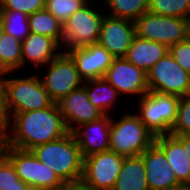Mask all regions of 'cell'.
Masks as SVG:
<instances>
[{
  "mask_svg": "<svg viewBox=\"0 0 190 190\" xmlns=\"http://www.w3.org/2000/svg\"><path fill=\"white\" fill-rule=\"evenodd\" d=\"M112 190H149L141 156L124 157L120 173Z\"/></svg>",
  "mask_w": 190,
  "mask_h": 190,
  "instance_id": "44dd1931",
  "label": "cell"
},
{
  "mask_svg": "<svg viewBox=\"0 0 190 190\" xmlns=\"http://www.w3.org/2000/svg\"><path fill=\"white\" fill-rule=\"evenodd\" d=\"M90 102L104 115H110V110L114 108V102L119 96V92L112 87L104 78L89 79L84 81Z\"/></svg>",
  "mask_w": 190,
  "mask_h": 190,
  "instance_id": "7402d4cb",
  "label": "cell"
},
{
  "mask_svg": "<svg viewBox=\"0 0 190 190\" xmlns=\"http://www.w3.org/2000/svg\"><path fill=\"white\" fill-rule=\"evenodd\" d=\"M4 155L14 165L18 177L29 186L55 190L64 184L60 177L40 162L31 151L6 146Z\"/></svg>",
  "mask_w": 190,
  "mask_h": 190,
  "instance_id": "8fae6325",
  "label": "cell"
},
{
  "mask_svg": "<svg viewBox=\"0 0 190 190\" xmlns=\"http://www.w3.org/2000/svg\"><path fill=\"white\" fill-rule=\"evenodd\" d=\"M91 0H45V9L62 24Z\"/></svg>",
  "mask_w": 190,
  "mask_h": 190,
  "instance_id": "83f0119b",
  "label": "cell"
},
{
  "mask_svg": "<svg viewBox=\"0 0 190 190\" xmlns=\"http://www.w3.org/2000/svg\"><path fill=\"white\" fill-rule=\"evenodd\" d=\"M190 133V93L180 97L176 122L171 128L170 135Z\"/></svg>",
  "mask_w": 190,
  "mask_h": 190,
  "instance_id": "f1b7e54d",
  "label": "cell"
},
{
  "mask_svg": "<svg viewBox=\"0 0 190 190\" xmlns=\"http://www.w3.org/2000/svg\"><path fill=\"white\" fill-rule=\"evenodd\" d=\"M45 8V0H0V10L20 11L28 16Z\"/></svg>",
  "mask_w": 190,
  "mask_h": 190,
  "instance_id": "f546056e",
  "label": "cell"
},
{
  "mask_svg": "<svg viewBox=\"0 0 190 190\" xmlns=\"http://www.w3.org/2000/svg\"><path fill=\"white\" fill-rule=\"evenodd\" d=\"M10 72H0V122L6 127L10 120V114L6 105V75ZM4 76V78H3ZM3 78V79H2Z\"/></svg>",
  "mask_w": 190,
  "mask_h": 190,
  "instance_id": "d6a6232c",
  "label": "cell"
},
{
  "mask_svg": "<svg viewBox=\"0 0 190 190\" xmlns=\"http://www.w3.org/2000/svg\"><path fill=\"white\" fill-rule=\"evenodd\" d=\"M109 116L103 115L98 120L81 124L72 131L82 158L109 150L111 125Z\"/></svg>",
  "mask_w": 190,
  "mask_h": 190,
  "instance_id": "2e32d148",
  "label": "cell"
},
{
  "mask_svg": "<svg viewBox=\"0 0 190 190\" xmlns=\"http://www.w3.org/2000/svg\"><path fill=\"white\" fill-rule=\"evenodd\" d=\"M6 129L7 146L27 151L68 133L57 103L39 110L11 114Z\"/></svg>",
  "mask_w": 190,
  "mask_h": 190,
  "instance_id": "6da1fadb",
  "label": "cell"
},
{
  "mask_svg": "<svg viewBox=\"0 0 190 190\" xmlns=\"http://www.w3.org/2000/svg\"><path fill=\"white\" fill-rule=\"evenodd\" d=\"M73 59L80 77L86 81L104 77L113 56L98 43L66 51Z\"/></svg>",
  "mask_w": 190,
  "mask_h": 190,
  "instance_id": "9a60e30c",
  "label": "cell"
},
{
  "mask_svg": "<svg viewBox=\"0 0 190 190\" xmlns=\"http://www.w3.org/2000/svg\"><path fill=\"white\" fill-rule=\"evenodd\" d=\"M57 105L68 132H72L81 124L98 120L104 115L90 102L84 84L58 101Z\"/></svg>",
  "mask_w": 190,
  "mask_h": 190,
  "instance_id": "4fadbf2b",
  "label": "cell"
},
{
  "mask_svg": "<svg viewBox=\"0 0 190 190\" xmlns=\"http://www.w3.org/2000/svg\"><path fill=\"white\" fill-rule=\"evenodd\" d=\"M19 180L12 162L5 155L0 156V190L10 185H18Z\"/></svg>",
  "mask_w": 190,
  "mask_h": 190,
  "instance_id": "1f68e13d",
  "label": "cell"
},
{
  "mask_svg": "<svg viewBox=\"0 0 190 190\" xmlns=\"http://www.w3.org/2000/svg\"><path fill=\"white\" fill-rule=\"evenodd\" d=\"M47 66L48 72L40 80L55 103L84 84L73 59L65 51H61Z\"/></svg>",
  "mask_w": 190,
  "mask_h": 190,
  "instance_id": "9c48e42d",
  "label": "cell"
},
{
  "mask_svg": "<svg viewBox=\"0 0 190 190\" xmlns=\"http://www.w3.org/2000/svg\"><path fill=\"white\" fill-rule=\"evenodd\" d=\"M149 190H168L180 185L164 152L153 143L141 155Z\"/></svg>",
  "mask_w": 190,
  "mask_h": 190,
  "instance_id": "e0dca14e",
  "label": "cell"
},
{
  "mask_svg": "<svg viewBox=\"0 0 190 190\" xmlns=\"http://www.w3.org/2000/svg\"><path fill=\"white\" fill-rule=\"evenodd\" d=\"M29 16L20 11L0 10V20L5 33L23 41L30 34Z\"/></svg>",
  "mask_w": 190,
  "mask_h": 190,
  "instance_id": "484cf974",
  "label": "cell"
},
{
  "mask_svg": "<svg viewBox=\"0 0 190 190\" xmlns=\"http://www.w3.org/2000/svg\"><path fill=\"white\" fill-rule=\"evenodd\" d=\"M137 114L154 136L170 134L176 122L180 97L149 91L139 97Z\"/></svg>",
  "mask_w": 190,
  "mask_h": 190,
  "instance_id": "8992f818",
  "label": "cell"
},
{
  "mask_svg": "<svg viewBox=\"0 0 190 190\" xmlns=\"http://www.w3.org/2000/svg\"><path fill=\"white\" fill-rule=\"evenodd\" d=\"M148 12L190 20V0H149Z\"/></svg>",
  "mask_w": 190,
  "mask_h": 190,
  "instance_id": "4316f807",
  "label": "cell"
},
{
  "mask_svg": "<svg viewBox=\"0 0 190 190\" xmlns=\"http://www.w3.org/2000/svg\"><path fill=\"white\" fill-rule=\"evenodd\" d=\"M154 143L164 152L166 160L180 184H190L189 157L182 143L173 135L155 136Z\"/></svg>",
  "mask_w": 190,
  "mask_h": 190,
  "instance_id": "d6986e66",
  "label": "cell"
},
{
  "mask_svg": "<svg viewBox=\"0 0 190 190\" xmlns=\"http://www.w3.org/2000/svg\"><path fill=\"white\" fill-rule=\"evenodd\" d=\"M135 35L133 21L104 15L97 43L114 58L125 57Z\"/></svg>",
  "mask_w": 190,
  "mask_h": 190,
  "instance_id": "5bb4252c",
  "label": "cell"
},
{
  "mask_svg": "<svg viewBox=\"0 0 190 190\" xmlns=\"http://www.w3.org/2000/svg\"><path fill=\"white\" fill-rule=\"evenodd\" d=\"M54 104L37 74L24 78H6V105L10 115L39 110Z\"/></svg>",
  "mask_w": 190,
  "mask_h": 190,
  "instance_id": "277c9868",
  "label": "cell"
},
{
  "mask_svg": "<svg viewBox=\"0 0 190 190\" xmlns=\"http://www.w3.org/2000/svg\"><path fill=\"white\" fill-rule=\"evenodd\" d=\"M29 185L23 182L21 179L18 181V185H10L4 188V190H27Z\"/></svg>",
  "mask_w": 190,
  "mask_h": 190,
  "instance_id": "8d00e7d4",
  "label": "cell"
},
{
  "mask_svg": "<svg viewBox=\"0 0 190 190\" xmlns=\"http://www.w3.org/2000/svg\"><path fill=\"white\" fill-rule=\"evenodd\" d=\"M168 53V46L155 41L141 39L135 35L125 58L147 73L154 64Z\"/></svg>",
  "mask_w": 190,
  "mask_h": 190,
  "instance_id": "ffe728a7",
  "label": "cell"
},
{
  "mask_svg": "<svg viewBox=\"0 0 190 190\" xmlns=\"http://www.w3.org/2000/svg\"><path fill=\"white\" fill-rule=\"evenodd\" d=\"M30 33L42 34L54 39L62 49L63 24L45 8L29 15Z\"/></svg>",
  "mask_w": 190,
  "mask_h": 190,
  "instance_id": "603a6c76",
  "label": "cell"
},
{
  "mask_svg": "<svg viewBox=\"0 0 190 190\" xmlns=\"http://www.w3.org/2000/svg\"><path fill=\"white\" fill-rule=\"evenodd\" d=\"M168 190H190V184H180Z\"/></svg>",
  "mask_w": 190,
  "mask_h": 190,
  "instance_id": "74e56055",
  "label": "cell"
},
{
  "mask_svg": "<svg viewBox=\"0 0 190 190\" xmlns=\"http://www.w3.org/2000/svg\"><path fill=\"white\" fill-rule=\"evenodd\" d=\"M169 54L190 74V37L169 47Z\"/></svg>",
  "mask_w": 190,
  "mask_h": 190,
  "instance_id": "4dcf8cb0",
  "label": "cell"
},
{
  "mask_svg": "<svg viewBox=\"0 0 190 190\" xmlns=\"http://www.w3.org/2000/svg\"><path fill=\"white\" fill-rule=\"evenodd\" d=\"M135 33L168 47L190 37V20L145 12L135 22Z\"/></svg>",
  "mask_w": 190,
  "mask_h": 190,
  "instance_id": "5b68a950",
  "label": "cell"
},
{
  "mask_svg": "<svg viewBox=\"0 0 190 190\" xmlns=\"http://www.w3.org/2000/svg\"><path fill=\"white\" fill-rule=\"evenodd\" d=\"M112 11L109 16L135 22L148 12L149 0H103Z\"/></svg>",
  "mask_w": 190,
  "mask_h": 190,
  "instance_id": "d4e9b609",
  "label": "cell"
},
{
  "mask_svg": "<svg viewBox=\"0 0 190 190\" xmlns=\"http://www.w3.org/2000/svg\"><path fill=\"white\" fill-rule=\"evenodd\" d=\"M124 156L113 151L91 154L83 158L81 182L89 190H112Z\"/></svg>",
  "mask_w": 190,
  "mask_h": 190,
  "instance_id": "ba28073f",
  "label": "cell"
},
{
  "mask_svg": "<svg viewBox=\"0 0 190 190\" xmlns=\"http://www.w3.org/2000/svg\"><path fill=\"white\" fill-rule=\"evenodd\" d=\"M93 8L95 7H90L88 2L63 24V51L98 42L104 14Z\"/></svg>",
  "mask_w": 190,
  "mask_h": 190,
  "instance_id": "52a82bcc",
  "label": "cell"
},
{
  "mask_svg": "<svg viewBox=\"0 0 190 190\" xmlns=\"http://www.w3.org/2000/svg\"><path fill=\"white\" fill-rule=\"evenodd\" d=\"M22 68V42L8 33L0 39V72Z\"/></svg>",
  "mask_w": 190,
  "mask_h": 190,
  "instance_id": "cb8c5ba5",
  "label": "cell"
},
{
  "mask_svg": "<svg viewBox=\"0 0 190 190\" xmlns=\"http://www.w3.org/2000/svg\"><path fill=\"white\" fill-rule=\"evenodd\" d=\"M27 190H51L45 187H35V186H29Z\"/></svg>",
  "mask_w": 190,
  "mask_h": 190,
  "instance_id": "f35d334b",
  "label": "cell"
},
{
  "mask_svg": "<svg viewBox=\"0 0 190 190\" xmlns=\"http://www.w3.org/2000/svg\"><path fill=\"white\" fill-rule=\"evenodd\" d=\"M173 136H175L182 143L183 149L185 150V154L188 155L190 163V133Z\"/></svg>",
  "mask_w": 190,
  "mask_h": 190,
  "instance_id": "e575fe53",
  "label": "cell"
},
{
  "mask_svg": "<svg viewBox=\"0 0 190 190\" xmlns=\"http://www.w3.org/2000/svg\"><path fill=\"white\" fill-rule=\"evenodd\" d=\"M122 116L118 121L111 118L109 150L124 157L140 156L154 143L155 136L137 114Z\"/></svg>",
  "mask_w": 190,
  "mask_h": 190,
  "instance_id": "3957f363",
  "label": "cell"
},
{
  "mask_svg": "<svg viewBox=\"0 0 190 190\" xmlns=\"http://www.w3.org/2000/svg\"><path fill=\"white\" fill-rule=\"evenodd\" d=\"M149 91L183 97L190 93V74L168 53L147 72Z\"/></svg>",
  "mask_w": 190,
  "mask_h": 190,
  "instance_id": "30bf717a",
  "label": "cell"
},
{
  "mask_svg": "<svg viewBox=\"0 0 190 190\" xmlns=\"http://www.w3.org/2000/svg\"><path fill=\"white\" fill-rule=\"evenodd\" d=\"M55 190H89L81 181L75 183H64Z\"/></svg>",
  "mask_w": 190,
  "mask_h": 190,
  "instance_id": "d590c367",
  "label": "cell"
},
{
  "mask_svg": "<svg viewBox=\"0 0 190 190\" xmlns=\"http://www.w3.org/2000/svg\"><path fill=\"white\" fill-rule=\"evenodd\" d=\"M7 127L0 122V156H3L7 146Z\"/></svg>",
  "mask_w": 190,
  "mask_h": 190,
  "instance_id": "836d02e7",
  "label": "cell"
},
{
  "mask_svg": "<svg viewBox=\"0 0 190 190\" xmlns=\"http://www.w3.org/2000/svg\"><path fill=\"white\" fill-rule=\"evenodd\" d=\"M60 48L61 46L51 37L30 33L22 41V67L28 60L37 66L36 68L46 66L60 53Z\"/></svg>",
  "mask_w": 190,
  "mask_h": 190,
  "instance_id": "ac0fdd59",
  "label": "cell"
},
{
  "mask_svg": "<svg viewBox=\"0 0 190 190\" xmlns=\"http://www.w3.org/2000/svg\"><path fill=\"white\" fill-rule=\"evenodd\" d=\"M104 78L119 94L143 96L149 92L147 73L125 57L113 58Z\"/></svg>",
  "mask_w": 190,
  "mask_h": 190,
  "instance_id": "7c38bea8",
  "label": "cell"
},
{
  "mask_svg": "<svg viewBox=\"0 0 190 190\" xmlns=\"http://www.w3.org/2000/svg\"><path fill=\"white\" fill-rule=\"evenodd\" d=\"M30 151L64 183L81 180L83 158L72 132H68L60 139L38 145Z\"/></svg>",
  "mask_w": 190,
  "mask_h": 190,
  "instance_id": "7a4b0ae2",
  "label": "cell"
},
{
  "mask_svg": "<svg viewBox=\"0 0 190 190\" xmlns=\"http://www.w3.org/2000/svg\"><path fill=\"white\" fill-rule=\"evenodd\" d=\"M3 33H4V29H3L2 22L0 20V39H1L2 35H3Z\"/></svg>",
  "mask_w": 190,
  "mask_h": 190,
  "instance_id": "ab89813d",
  "label": "cell"
}]
</instances>
